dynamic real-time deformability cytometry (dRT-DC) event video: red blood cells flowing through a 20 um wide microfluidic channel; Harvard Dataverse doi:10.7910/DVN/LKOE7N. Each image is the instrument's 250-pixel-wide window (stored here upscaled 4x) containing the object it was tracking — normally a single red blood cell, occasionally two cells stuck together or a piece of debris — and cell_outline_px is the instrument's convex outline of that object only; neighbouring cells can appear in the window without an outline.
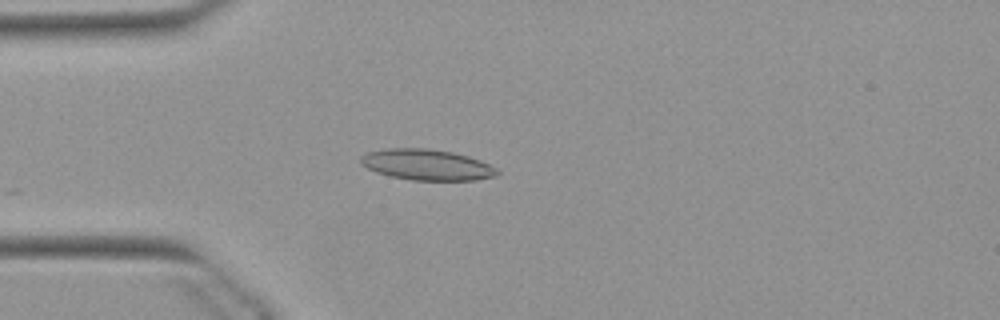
{"species": "Egyptian fruit bat (a non-hibernating species)", "species_latin": "Rousettus aegyptiacus", "temperature_condition": "warm", "stored_images_in_passage": 20, "camera_frame_rate_fps": 3000, "um_per_image_px": 0.085, "animal": {"sex": "female"}, "frame": {"image": 1, "passage_image": 14, "time_ms": 4.333, "image_size_px": [1000, 320], "cell_outline_px": [[500, 172], [496, 176], [476, 180], [412, 180], [392, 176], [376, 172], [360, 164], [360, 156], [368, 152], [388, 148], [428, 148], [452, 152], [468, 156], [480, 160], [496, 168]], "centroid_in_image_um": [36.28, 14.0], "position_along_channel_um": 48.7, "area_um2": 24.51}}
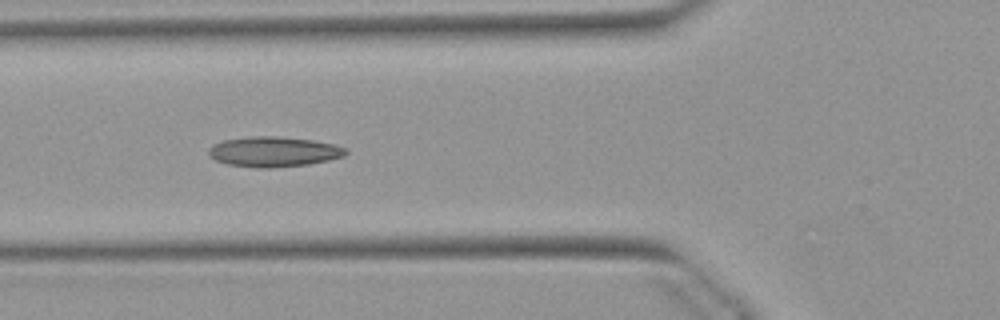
{"frame": {"image": 2, "passage_image": 19, "time_ms": 6.0, "image_size_px": [1000, 320], "cell_outline_px": [[348, 152], [344, 156], [328, 160], [308, 164], [272, 168], [256, 168], [228, 164], [216, 160], [208, 156], [208, 148], [212, 144], [224, 140], [252, 136], [276, 136], [312, 140], [332, 144], [344, 148]], "centroid_in_image_um": [23.22, 12.9], "position_along_channel_um": 102.6, "area_um2": 24.04}}